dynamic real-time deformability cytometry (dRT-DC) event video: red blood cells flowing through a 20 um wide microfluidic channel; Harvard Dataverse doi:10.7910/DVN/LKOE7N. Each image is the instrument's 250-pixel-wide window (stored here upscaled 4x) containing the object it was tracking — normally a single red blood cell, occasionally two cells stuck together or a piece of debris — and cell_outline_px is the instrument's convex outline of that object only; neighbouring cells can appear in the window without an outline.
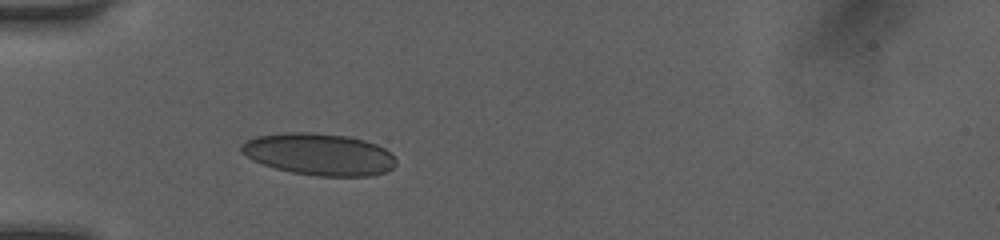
{"species": "human", "species_latin": "Homo sapiens", "temperature_condition": "room temperature", "stored_images_in_passage": 63, "camera_frame_rate_fps": 3000, "um_per_image_px": 0.085, "donor": {"sex": "female"}, "frame": {"image": 1, "passage_image": 4, "time_ms": 1.333, "image_size_px": [1000, 240], "cell_outline_px": [[396, 164], [392, 168], [384, 172], [368, 176], [316, 176], [292, 172], [276, 168], [252, 160], [240, 152], [240, 144], [256, 136], [284, 132], [312, 132], [344, 136], [364, 140], [376, 144], [384, 148], [396, 160]], "centroid_in_image_um": [27.09, 13.11], "position_along_channel_um": 57.9, "area_um2": 37.63}}
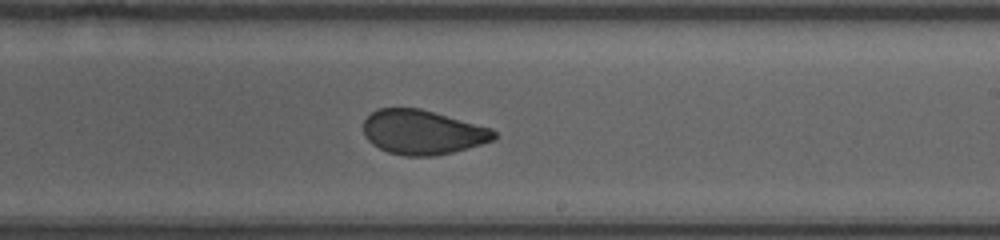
{"frame": {"image": 2, "passage_image": 19, "time_ms": 6.333, "image_size_px": [1000, 240], "cell_outline_px": [[496, 136], [492, 140], [480, 144], [452, 152], [436, 156], [404, 156], [388, 152], [372, 144], [364, 136], [364, 120], [376, 108], [420, 108], [492, 128], [496, 132]], "centroid_in_image_um": [35.9, 11.23], "position_along_channel_um": 253.1, "area_um2": 33.76}}
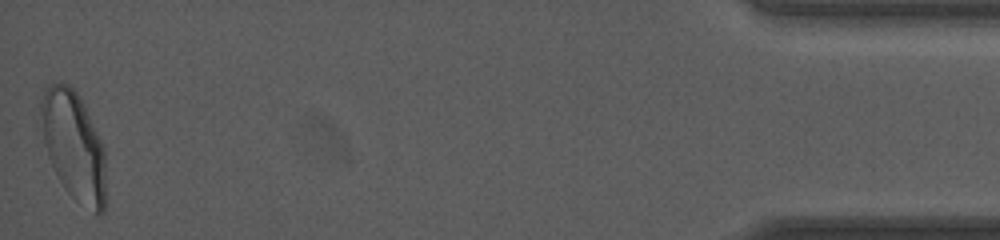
{"frame": {"image": 3, "passage_image": 62, "time_ms": 12.667, "image_size_px": [1000, 240], "cell_outline_px": [[104, 212], [100, 216], [72, 196], [64, 188], [48, 156], [44, 144], [40, 112], [40, 100], [44, 92], [52, 84], [60, 80], [68, 84], [80, 96], [104, 148]], "centroid_in_image_um": [6.24, 12.35], "position_along_channel_um": 429.0, "area_um2": 40.58}, "authors_computed_cell_mechanics": {"area_um2": 36.4718, "velocity_mm_per_s": 4.0962, "shape_relaxation_time_tau1_ms": 6.6563, "shape_relaxation_time_tau2_ms": 1.0406, "deformation_change_tau1": 0.1477, "deformation_change_tau2": 0.0547}}